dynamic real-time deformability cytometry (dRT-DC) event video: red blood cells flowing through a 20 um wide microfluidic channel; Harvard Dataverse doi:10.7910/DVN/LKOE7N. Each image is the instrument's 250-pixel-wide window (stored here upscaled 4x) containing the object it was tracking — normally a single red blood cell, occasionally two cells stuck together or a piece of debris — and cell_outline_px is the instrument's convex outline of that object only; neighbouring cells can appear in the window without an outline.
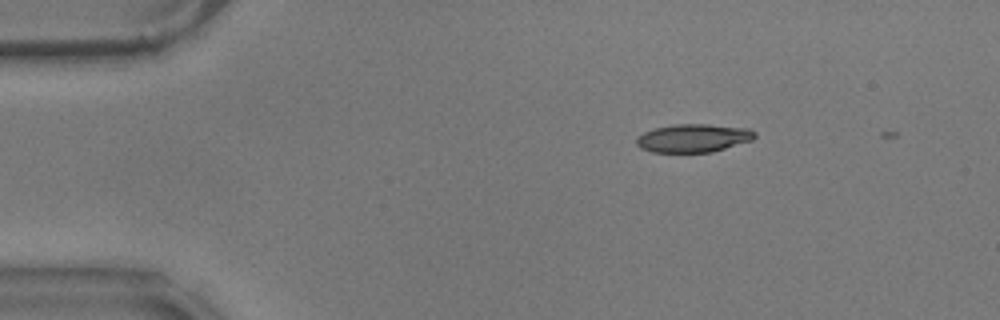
{"species": "common noctule bat (a hibernating species)", "species_latin": "Nyctalus noctula", "temperature_condition": "warm", "stored_images_in_passage": 6, "camera_frame_rate_fps": 3000, "um_per_image_px": 0.085, "animal": {"sex": "male", "body_mass_g": 17.9}, "frame": {"image": 1, "passage_image": 4, "time_ms": 1.0, "image_size_px": [1000, 320], "cell_outline_px": [[756, 136], [752, 140], [712, 152], [652, 152], [640, 148], [636, 144], [636, 136], [644, 132], [656, 128], [672, 124], [708, 124], [748, 128], [756, 132]], "centroid_in_image_um": [58.92, 11.73], "position_along_channel_um": 26.1, "area_um2": 19.54}}